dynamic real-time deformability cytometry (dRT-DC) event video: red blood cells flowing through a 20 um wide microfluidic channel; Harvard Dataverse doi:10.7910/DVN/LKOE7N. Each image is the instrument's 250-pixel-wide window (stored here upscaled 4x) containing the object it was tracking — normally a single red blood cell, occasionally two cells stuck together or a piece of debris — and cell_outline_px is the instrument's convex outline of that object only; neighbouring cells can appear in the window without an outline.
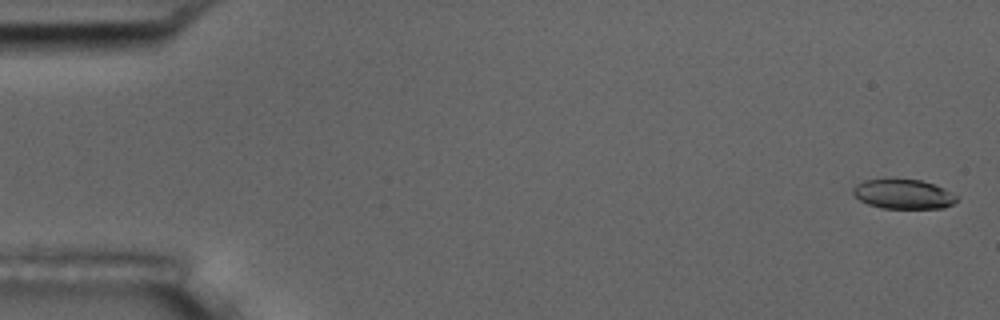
{"species": "common noctule bat (a hibernating species)", "species_latin": "Nyctalus noctula", "temperature_condition": "room temperature", "stored_images_in_passage": 5, "camera_frame_rate_fps": 3000, "um_per_image_px": 0.085, "animal": {"sex": "male", "body_mass_g": 17.5, "forearm_length_mm": 52.3}, "frame": {"image": 1, "passage_image": 1, "time_ms": 0.0, "image_size_px": [1000, 320], "cell_outline_px": [[960, 196], [952, 204], [944, 208], [880, 208], [868, 204], [860, 200], [852, 192], [852, 188], [856, 184], [864, 180], [920, 180], [936, 184]], "centroid_in_image_um": [76.81, 16.51], "position_along_channel_um": 8.2, "area_um2": 17.8}}
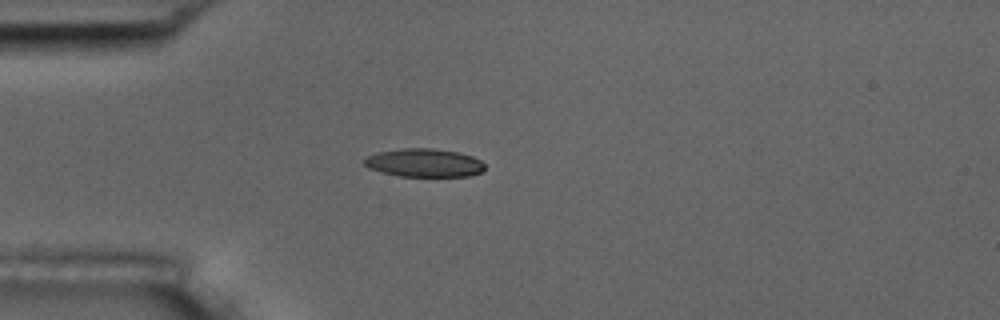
{"frame": {"image": 2, "passage_image": 4, "time_ms": 4.667, "image_size_px": [1000, 320], "cell_outline_px": [[484, 172], [472, 176], [400, 176], [384, 172], [372, 168], [364, 164], [364, 160], [368, 156], [376, 152], [400, 148], [432, 148], [456, 152], [472, 156], [480, 160], [484, 164]], "centroid_in_image_um": [36.1, 13.83], "position_along_channel_um": 48.9, "area_um2": 19.77}}